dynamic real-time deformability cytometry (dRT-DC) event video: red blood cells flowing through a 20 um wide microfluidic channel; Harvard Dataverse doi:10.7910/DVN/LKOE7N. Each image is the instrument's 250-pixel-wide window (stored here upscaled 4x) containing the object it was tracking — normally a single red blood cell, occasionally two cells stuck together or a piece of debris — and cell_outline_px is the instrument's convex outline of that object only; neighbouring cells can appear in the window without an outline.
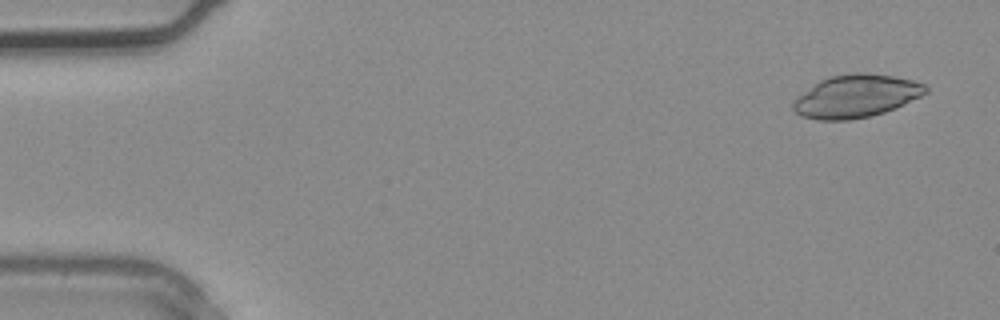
{"species": "common noctule bat (a hibernating species)", "species_latin": "Nyctalus noctula", "temperature_condition": "warm", "stored_images_in_passage": 4, "camera_frame_rate_fps": 3000, "um_per_image_px": 0.085, "animal": {"sex": "male", "body_mass_g": 20.4}, "frame": {"image": 1, "passage_image": 1, "time_ms": 0.0, "image_size_px": [1000, 320], "cell_outline_px": [[928, 92], [896, 108], [872, 116], [848, 120], [816, 120], [800, 116], [792, 108], [792, 104], [800, 96], [820, 80], [828, 76], [856, 72], [868, 72], [892, 76], [912, 80], [924, 84], [928, 88]], "centroid_in_image_um": [72.78, 8.17], "position_along_channel_um": 12.2, "area_um2": 32.95}}